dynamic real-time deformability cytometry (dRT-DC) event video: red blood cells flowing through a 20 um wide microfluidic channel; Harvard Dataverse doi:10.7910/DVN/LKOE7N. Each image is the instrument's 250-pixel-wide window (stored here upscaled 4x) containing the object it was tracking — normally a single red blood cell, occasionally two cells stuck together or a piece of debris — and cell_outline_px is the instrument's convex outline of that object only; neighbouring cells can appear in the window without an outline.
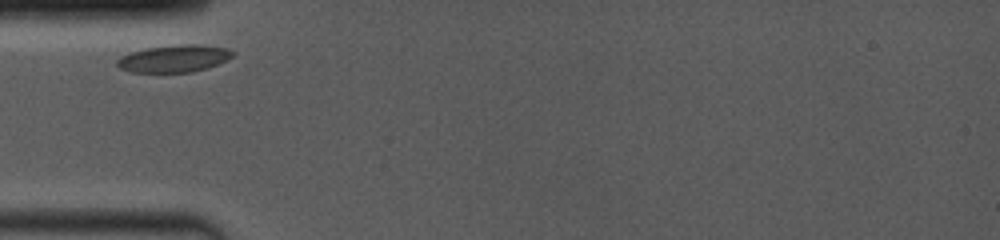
{"species": "common noctule bat (a hibernating species)", "species_latin": "Nyctalus noctula", "temperature_condition": "room temperature", "stored_images_in_passage": 12, "camera_frame_rate_fps": 4000, "um_per_image_px": 0.085, "animal": {"sex": "female", "body_mass_g": 19.0, "forearm_length_mm": 53.3}, "frame": {"image": 1, "passage_image": 1, "time_ms": 0.0, "image_size_px": [1000, 240], "cell_outline_px": [[236, 52], [232, 56], [208, 68], [192, 72], [132, 72], [120, 68], [116, 64], [116, 60], [120, 56], [144, 48], [176, 44], [200, 44], [224, 48]], "centroid_in_image_um": [14.76, 4.97], "position_along_channel_um": 70.2, "area_um2": 18.32}}
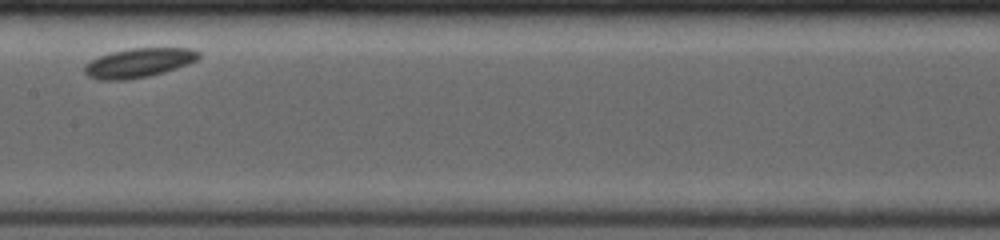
{"frame": {"image": 2, "passage_image": 6, "time_ms": 3.5, "image_size_px": [1000, 240], "cell_outline_px": [[200, 56], [196, 60], [188, 64], [164, 72], [148, 76], [124, 80], [100, 80], [88, 76], [84, 72], [84, 64], [100, 56], [112, 52], [132, 48], [188, 48], [200, 52]], "centroid_in_image_um": [11.78, 5.34], "position_along_channel_um": 195.6, "area_um2": 19.31}}
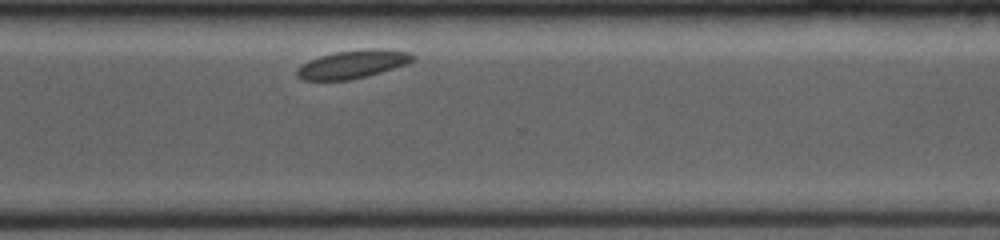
{"frame": {"image": 3, "passage_image": 12, "time_ms": 7.5, "image_size_px": [1000, 240], "cell_outline_px": [[416, 56], [412, 60], [404, 64], [368, 76], [348, 80], [304, 80], [296, 76], [296, 68], [308, 60], [320, 56], [336, 52], [364, 48], [380, 48], [408, 52]], "centroid_in_image_um": [29.93, 5.45], "position_along_channel_um": 340.7, "area_um2": 18.96}}